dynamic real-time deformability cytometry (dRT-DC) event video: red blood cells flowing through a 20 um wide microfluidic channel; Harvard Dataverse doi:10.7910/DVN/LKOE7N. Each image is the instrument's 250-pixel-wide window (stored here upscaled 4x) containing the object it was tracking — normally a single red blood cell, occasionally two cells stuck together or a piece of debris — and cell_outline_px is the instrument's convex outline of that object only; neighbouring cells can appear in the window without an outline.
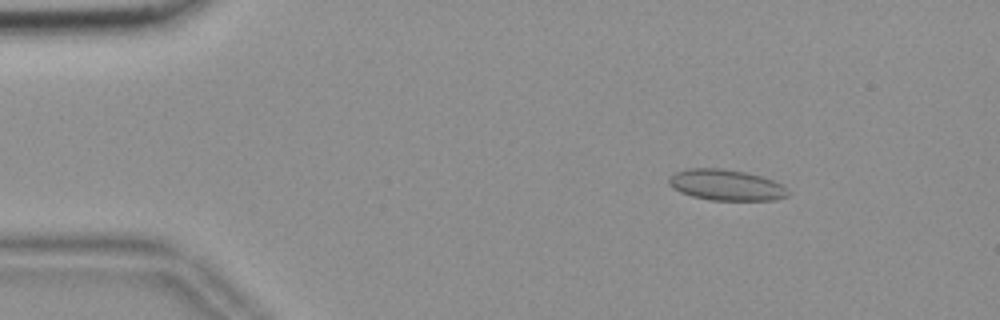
{"species": "common noctule bat (a hibernating species)", "species_latin": "Nyctalus noctula", "temperature_condition": "room temperature", "stored_images_in_passage": 54, "camera_frame_rate_fps": 3000, "um_per_image_px": 0.085, "animal": {"sex": "female", "body_mass_g": 18.4}, "frame": {"image": 1, "passage_image": 6, "time_ms": 1.667, "image_size_px": [1000, 320], "cell_outline_px": [[792, 192], [788, 196], [776, 200], [712, 200], [692, 196], [680, 192], [672, 188], [668, 184], [668, 176], [676, 172], [688, 168], [720, 168], [744, 172], [760, 176], [772, 180], [780, 184]], "centroid_in_image_um": [61.7, 15.73], "position_along_channel_um": 23.3, "area_um2": 21.56}}
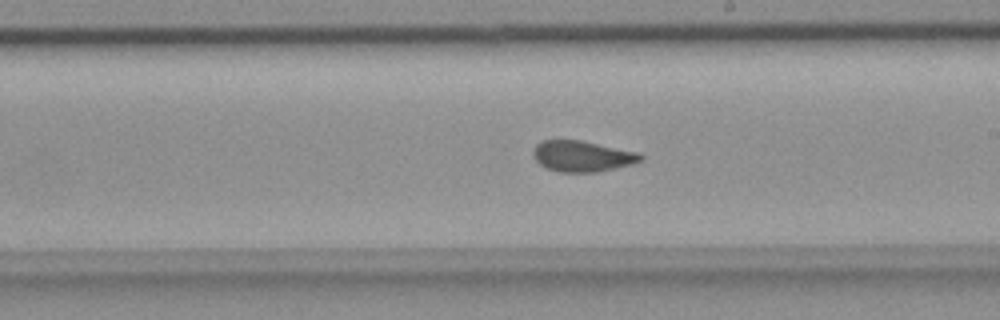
{"frame": {"image": 2, "passage_image": 30, "time_ms": 9.667, "image_size_px": [1000, 320], "cell_outline_px": [[644, 160], [632, 164], [596, 172], [560, 172], [544, 168], [532, 156], [532, 152], [536, 144], [544, 140], [580, 140], [640, 152], [644, 156]], "centroid_in_image_um": [49.5, 13.28], "position_along_channel_um": 239.5, "area_um2": 19.54}}
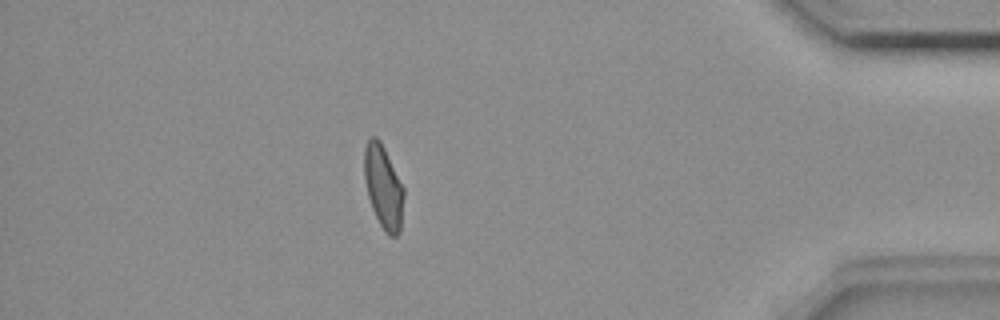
{"frame": {"image": 3, "passage_image": 47, "time_ms": 15.333, "image_size_px": [1000, 320], "cell_outline_px": [[404, 196], [400, 232], [396, 236], [388, 236], [384, 232], [372, 208], [368, 196], [364, 180], [364, 148], [368, 140], [372, 136], [376, 136], [380, 140], [404, 188]], "centroid_in_image_um": [32.58, 15.9], "position_along_channel_um": 402.6, "area_um2": 19.19}, "authors_computed_cell_mechanics": {"area_um2": 19.8832, "velocity_mm_per_s": 3.6416, "shape_relaxation_time_tau1_ms": null, "shape_relaxation_time_tau2_ms": 1.4302, "deformation_change_tau1": null, "deformation_change_tau2": 0.0571}}